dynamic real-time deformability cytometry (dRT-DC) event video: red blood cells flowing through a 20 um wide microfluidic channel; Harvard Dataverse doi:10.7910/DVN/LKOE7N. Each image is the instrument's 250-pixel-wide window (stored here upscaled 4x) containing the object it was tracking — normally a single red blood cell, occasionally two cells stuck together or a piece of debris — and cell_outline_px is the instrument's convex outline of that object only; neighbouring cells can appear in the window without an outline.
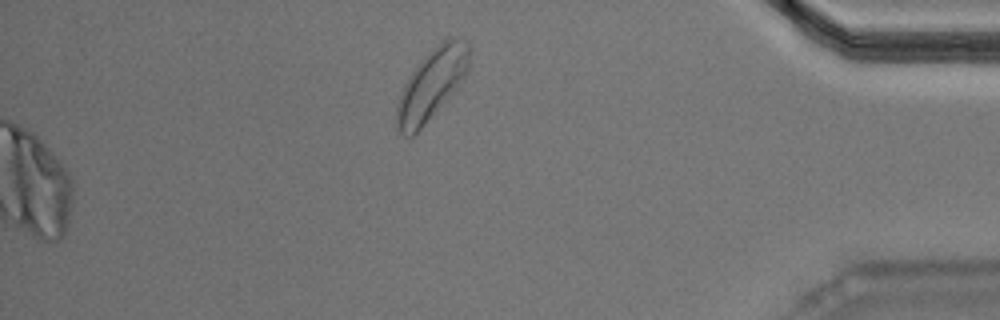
{"species": "Egyptian fruit bat (a non-hibernating species)", "species_latin": "Rousettus aegyptiacus", "temperature_condition": "warm", "stored_images_in_passage": 31, "camera_frame_rate_fps": 3000, "um_per_image_px": 0.085, "animal": {"sex": "male"}, "frame": {"image": 1, "passage_image": 31, "time_ms": 10.0, "image_size_px": [1000, 320], "cell_outline_px": [[472, 48], [468, 68], [464, 76], [456, 88], [420, 128], [412, 136], [404, 136], [400, 132], [396, 124], [396, 108], [400, 96], [412, 72], [428, 52], [448, 36], [456, 36], [468, 40]], "centroid_in_image_um": [36.74, 7.08], "position_along_channel_um": 398.5, "area_um2": 29.25}}